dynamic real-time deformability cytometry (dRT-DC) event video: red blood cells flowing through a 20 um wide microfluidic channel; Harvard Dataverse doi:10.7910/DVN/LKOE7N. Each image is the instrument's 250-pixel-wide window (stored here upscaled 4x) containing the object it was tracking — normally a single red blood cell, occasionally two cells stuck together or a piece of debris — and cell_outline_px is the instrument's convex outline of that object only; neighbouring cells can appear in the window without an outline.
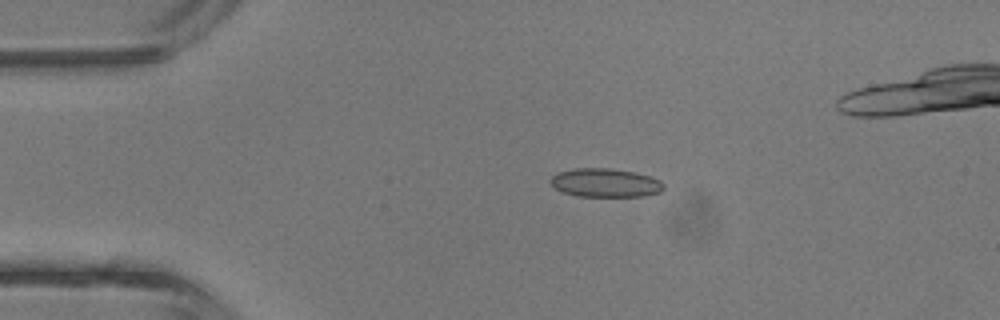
{"species": "common noctule bat (a hibernating species)", "species_latin": "Nyctalus noctula", "temperature_condition": "room temperature", "stored_images_in_passage": 4, "camera_frame_rate_fps": 3000, "um_per_image_px": 0.085, "animal": {"sex": "male", "body_mass_g": 13.3}, "frame": {"image": 1, "passage_image": 3, "time_ms": 2.333, "image_size_px": [1000, 320], "cell_outline_px": [[664, 188], [660, 192], [644, 196], [576, 196], [564, 192], [556, 188], [548, 180], [556, 172], [572, 168], [612, 168], [636, 172], [652, 176], [660, 180], [664, 184]], "centroid_in_image_um": [51.46, 15.52], "position_along_channel_um": 33.5, "area_um2": 19.13}}